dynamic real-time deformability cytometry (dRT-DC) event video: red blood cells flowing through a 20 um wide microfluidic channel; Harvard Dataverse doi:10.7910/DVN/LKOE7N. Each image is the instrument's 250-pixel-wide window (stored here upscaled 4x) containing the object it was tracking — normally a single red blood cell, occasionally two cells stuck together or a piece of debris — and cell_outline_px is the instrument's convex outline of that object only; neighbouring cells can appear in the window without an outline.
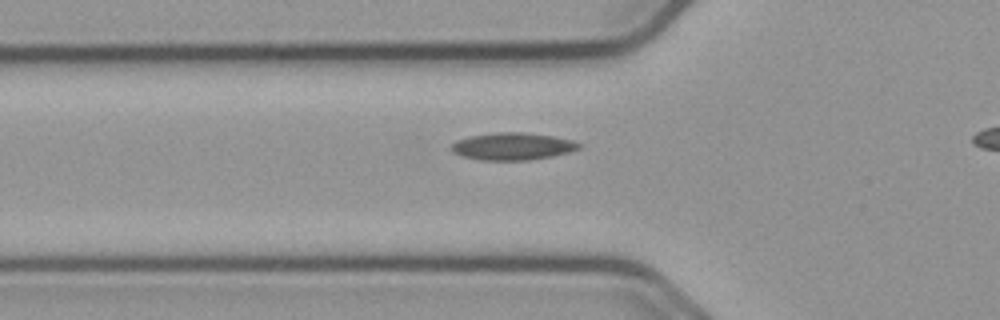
{"species": "common noctule bat (a hibernating species)", "species_latin": "Nyctalus noctula", "temperature_condition": "cold", "stored_images_in_passage": 42, "camera_frame_rate_fps": 3000, "um_per_image_px": 0.085, "animal": {"sex": "male", "body_mass_g": 23.1, "forearm_length_mm": 52.7}, "frame": {"image": 1, "passage_image": 13, "time_ms": 4.0, "image_size_px": [1000, 320], "cell_outline_px": [[580, 148], [568, 152], [552, 156], [528, 160], [480, 160], [464, 156], [452, 152], [452, 144], [456, 140], [468, 136], [496, 132], [524, 132], [552, 136], [572, 140], [580, 144]], "centroid_in_image_um": [43.55, 12.43], "position_along_channel_um": 82.3, "area_um2": 20.17}}
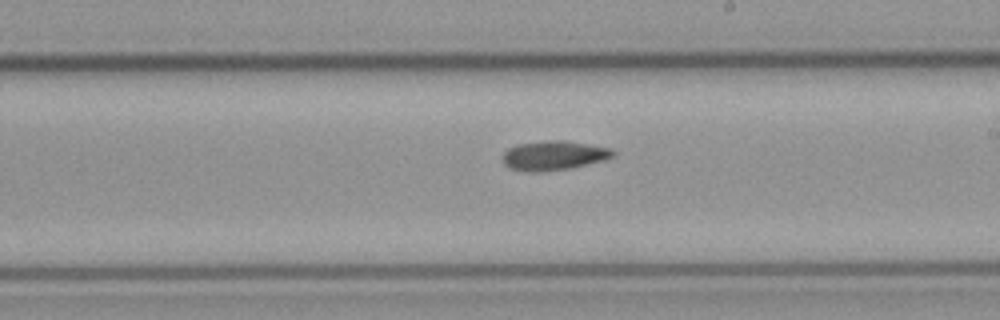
{"frame": {"image": 2, "passage_image": 26, "time_ms": 8.333, "image_size_px": [1000, 320], "cell_outline_px": [[616, 156], [604, 160], [572, 168], [544, 172], [528, 172], [508, 168], [504, 164], [504, 152], [508, 148], [516, 144], [548, 140], [564, 140], [612, 148], [616, 152]], "centroid_in_image_um": [47.09, 13.22], "position_along_channel_um": 241.9, "area_um2": 19.19}}
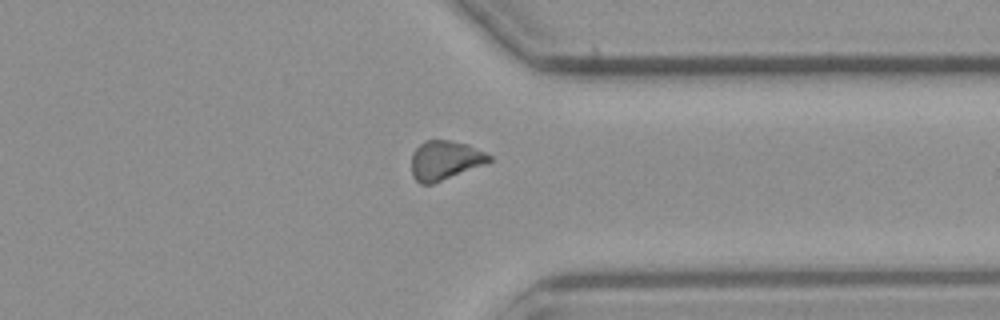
{"frame": {"image": 3, "passage_image": 37, "time_ms": 12.0, "image_size_px": [1000, 320], "cell_outline_px": [[492, 160], [432, 184], [420, 184], [412, 176], [412, 152], [424, 140], [448, 140], [468, 144], [492, 156]], "centroid_in_image_um": [37.78, 13.61], "position_along_channel_um": 373.6, "area_um2": 17.46}}